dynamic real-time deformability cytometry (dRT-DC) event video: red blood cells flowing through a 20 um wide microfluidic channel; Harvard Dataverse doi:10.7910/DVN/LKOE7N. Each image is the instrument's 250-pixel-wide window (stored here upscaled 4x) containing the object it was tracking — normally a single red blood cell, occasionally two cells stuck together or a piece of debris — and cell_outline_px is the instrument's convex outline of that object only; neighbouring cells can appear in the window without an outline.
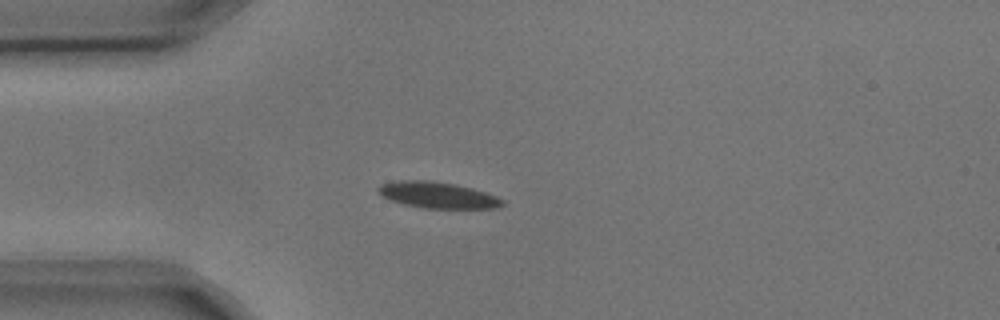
{"species": "common noctule bat (a hibernating species)", "species_latin": "Nyctalus noctula", "temperature_condition": "cold", "stored_images_in_passage": 4, "camera_frame_rate_fps": 3000, "um_per_image_px": 0.085, "animal": {"sex": "male", "body_mass_g": 17.9, "forearm_length_mm": 54.2}, "frame": {"image": 1, "passage_image": 4, "time_ms": 1.0, "image_size_px": [1000, 320], "cell_outline_px": [[504, 204], [496, 208], [424, 208], [404, 204], [392, 200], [376, 192], [376, 188], [380, 184], [400, 180], [428, 180], [456, 184], [472, 188], [496, 196], [504, 200]], "centroid_in_image_um": [37.18, 16.57], "position_along_channel_um": 47.8, "area_um2": 18.9}}